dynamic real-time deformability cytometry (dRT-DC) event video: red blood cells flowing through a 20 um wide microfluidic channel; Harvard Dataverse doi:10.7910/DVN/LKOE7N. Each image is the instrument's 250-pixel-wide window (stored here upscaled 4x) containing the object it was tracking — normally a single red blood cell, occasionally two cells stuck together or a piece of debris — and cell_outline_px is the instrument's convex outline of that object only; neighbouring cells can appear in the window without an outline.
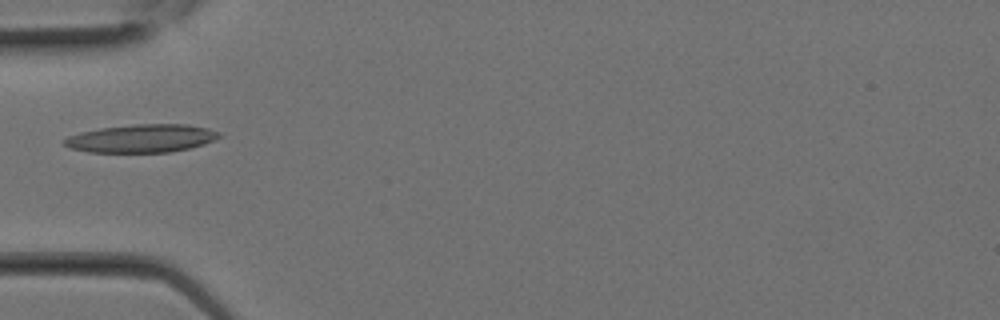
{"species": "Egyptian fruit bat (a non-hibernating species)", "species_latin": "Rousettus aegyptiacus", "temperature_condition": "room temperature", "stored_images_in_passage": 3, "camera_frame_rate_fps": 3000, "um_per_image_px": 0.085, "animal": {"sex": "female"}, "frame": {"image": 1, "passage_image": 2, "time_ms": 0.333, "image_size_px": [1000, 320], "cell_outline_px": [[220, 136], [204, 144], [172, 152], [88, 152], [68, 148], [60, 140], [68, 136], [80, 132], [100, 128], [132, 124], [188, 124], [208, 128], [220, 132]], "centroid_in_image_um": [11.98, 11.76], "position_along_channel_um": 73.0, "area_um2": 25.49}}